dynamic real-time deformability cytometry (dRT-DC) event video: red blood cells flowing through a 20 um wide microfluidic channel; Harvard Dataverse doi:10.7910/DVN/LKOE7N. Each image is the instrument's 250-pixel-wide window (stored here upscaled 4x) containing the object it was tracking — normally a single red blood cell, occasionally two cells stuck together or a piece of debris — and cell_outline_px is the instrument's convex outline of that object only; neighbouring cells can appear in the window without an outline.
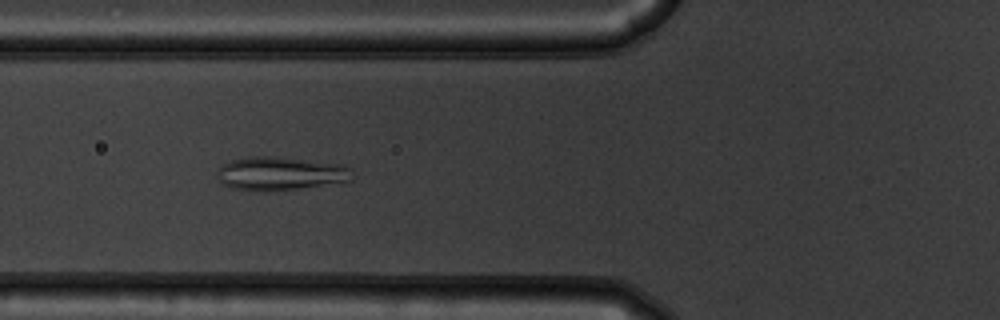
{"species": "common noctule bat (a hibernating species)", "species_latin": "Nyctalus noctula", "temperature_condition": "warm", "stored_images_in_passage": 47, "camera_frame_rate_fps": 3000, "um_per_image_px": 0.085, "animal": {"sex": "male", "body_mass_g": 19.5, "forearm_length_mm": 54.6}, "frame": {"image": 1, "passage_image": 13, "time_ms": 4.0, "image_size_px": [1000, 320], "cell_outline_px": [[352, 180], [296, 188], [232, 188], [224, 184], [220, 180], [216, 172], [224, 164], [232, 160], [248, 156], [272, 156], [344, 164], [352, 168]], "centroid_in_image_um": [23.88, 14.69], "position_along_channel_um": 101.9, "area_um2": 25.26}}
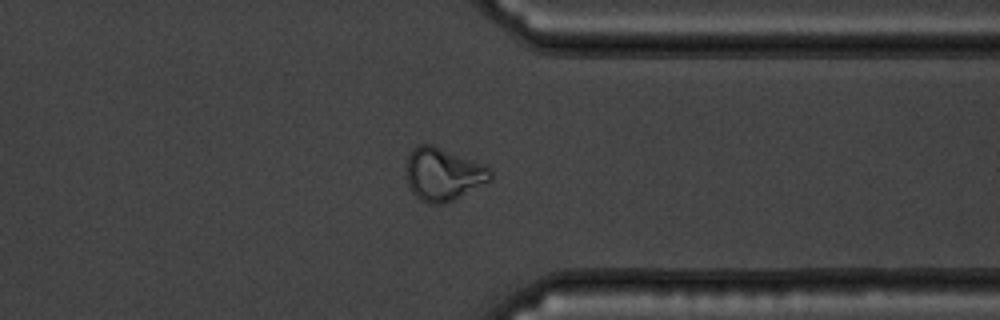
{"frame": {"image": 2, "passage_image": 35, "time_ms": 11.333, "image_size_px": [1000, 320], "cell_outline_px": [[492, 180], [456, 200], [444, 204], [432, 204], [420, 200], [412, 192], [408, 184], [404, 168], [408, 156], [412, 148], [416, 144], [432, 144], [484, 164], [492, 172]], "centroid_in_image_um": [37.65, 14.81], "position_along_channel_um": 373.7, "area_um2": 26.47}}
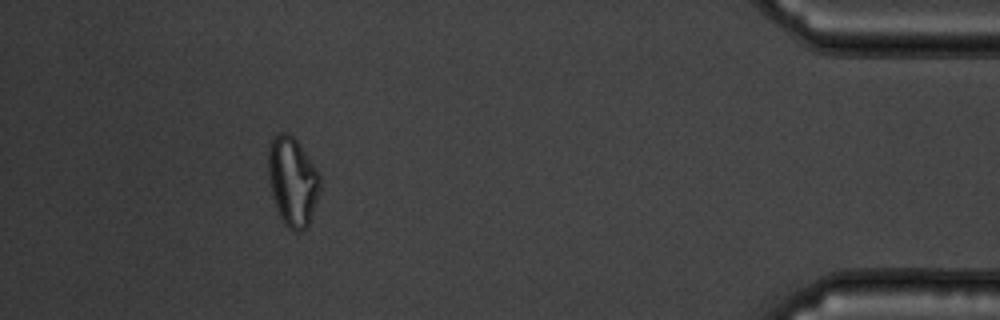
{"frame": {"image": 3, "passage_image": 42, "time_ms": 13.667, "image_size_px": [1000, 320], "cell_outline_px": [[320, 192], [316, 204], [308, 224], [300, 232], [296, 232], [288, 228], [284, 224], [276, 208], [268, 176], [268, 148], [272, 136], [276, 132], [288, 132], [296, 140], [316, 168], [320, 176]], "centroid_in_image_um": [24.86, 15.4], "position_along_channel_um": 410.3, "area_um2": 26.88}, "authors_computed_cell_mechanics": {"area_um2": 25.5476, "velocity_mm_per_s": 3.7261, "shape_relaxation_time_tau1_ms": null, "shape_relaxation_time_tau2_ms": 0.6266, "deformation_change_tau1": null, "deformation_change_tau2": 0.073}}